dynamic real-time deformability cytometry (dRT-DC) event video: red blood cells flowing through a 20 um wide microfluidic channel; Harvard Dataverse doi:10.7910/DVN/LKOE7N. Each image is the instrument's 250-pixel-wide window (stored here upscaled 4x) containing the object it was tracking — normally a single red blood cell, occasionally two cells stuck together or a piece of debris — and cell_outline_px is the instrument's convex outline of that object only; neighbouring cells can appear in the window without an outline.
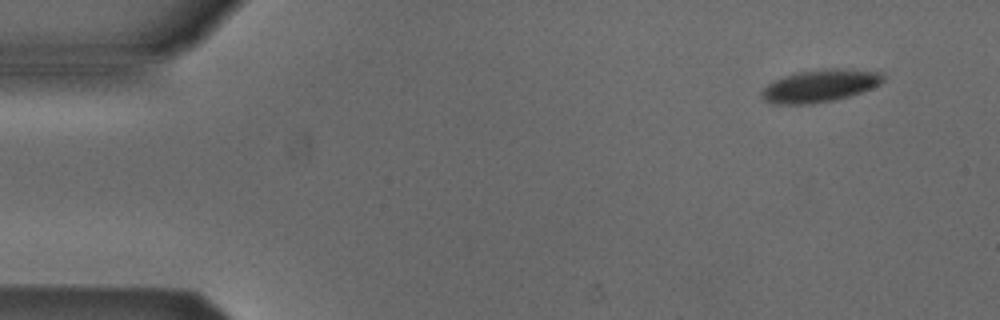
{"species": "Egyptian fruit bat (a non-hibernating species)", "species_latin": "Rousettus aegyptiacus", "temperature_condition": "cold", "stored_images_in_passage": 5, "segment_of_instrument_passage": [1, 2], "camera_frame_rate_fps": 3000, "um_per_image_px": 0.085, "animal": {"sex": "male"}, "frame": {"image": 1, "passage_image": 1, "time_ms": 0.0, "image_size_px": [1000, 320], "cell_outline_px": [[884, 80], [880, 84], [860, 92], [848, 96], [832, 100], [812, 104], [776, 104], [764, 100], [760, 92], [772, 80], [796, 72], [828, 68], [844, 68], [880, 72], [884, 76]], "centroid_in_image_um": [69.67, 7.28], "position_along_channel_um": 15.3, "area_um2": 22.95}}
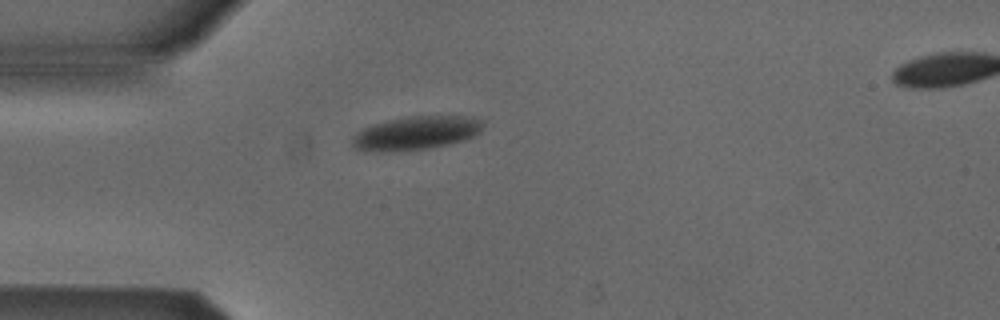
{"frame": {"image": 2, "passage_image": 4, "time_ms": 1.0, "image_size_px": [1000, 320], "cell_outline_px": [[484, 124], [480, 132], [464, 140], [448, 144], [428, 148], [380, 152], [364, 152], [352, 148], [352, 136], [360, 128], [372, 124], [388, 120], [408, 116], [460, 116], [484, 120]], "centroid_in_image_um": [35.28, 11.31], "position_along_channel_um": 49.7, "area_um2": 25.78}}